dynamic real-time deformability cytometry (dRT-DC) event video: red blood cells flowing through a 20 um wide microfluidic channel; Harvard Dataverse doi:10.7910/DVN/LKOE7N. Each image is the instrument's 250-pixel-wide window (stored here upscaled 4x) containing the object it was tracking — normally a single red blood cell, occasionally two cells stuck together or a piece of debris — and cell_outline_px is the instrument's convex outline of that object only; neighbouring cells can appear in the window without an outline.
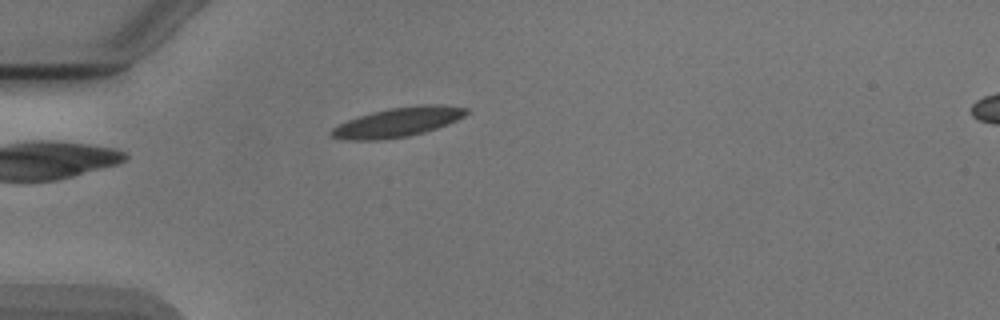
{"species": "Egyptian fruit bat (a non-hibernating species)", "species_latin": "Rousettus aegyptiacus", "temperature_condition": "cold", "stored_images_in_passage": 6, "camera_frame_rate_fps": 3000, "um_per_image_px": 0.085, "animal": {"sex": "male"}, "frame": {"image": 1, "passage_image": 5, "time_ms": 5.0, "image_size_px": [1000, 320], "cell_outline_px": [[468, 112], [464, 116], [448, 124], [424, 132], [408, 136], [380, 140], [344, 140], [332, 136], [328, 132], [332, 128], [348, 120], [372, 112], [388, 108], [420, 104], [444, 104], [468, 108]], "centroid_in_image_um": [33.83, 10.37], "position_along_channel_um": 51.2, "area_um2": 23.18}}